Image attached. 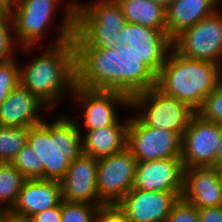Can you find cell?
<instances>
[{
  "mask_svg": "<svg viewBox=\"0 0 222 222\" xmlns=\"http://www.w3.org/2000/svg\"><path fill=\"white\" fill-rule=\"evenodd\" d=\"M96 222H130L116 205L100 207Z\"/></svg>",
  "mask_w": 222,
  "mask_h": 222,
  "instance_id": "31",
  "label": "cell"
},
{
  "mask_svg": "<svg viewBox=\"0 0 222 222\" xmlns=\"http://www.w3.org/2000/svg\"><path fill=\"white\" fill-rule=\"evenodd\" d=\"M76 85L118 91L130 99L156 86V74L128 45L75 47Z\"/></svg>",
  "mask_w": 222,
  "mask_h": 222,
  "instance_id": "2",
  "label": "cell"
},
{
  "mask_svg": "<svg viewBox=\"0 0 222 222\" xmlns=\"http://www.w3.org/2000/svg\"><path fill=\"white\" fill-rule=\"evenodd\" d=\"M184 172L181 158L137 162L132 189L178 192L182 196Z\"/></svg>",
  "mask_w": 222,
  "mask_h": 222,
  "instance_id": "15",
  "label": "cell"
},
{
  "mask_svg": "<svg viewBox=\"0 0 222 222\" xmlns=\"http://www.w3.org/2000/svg\"><path fill=\"white\" fill-rule=\"evenodd\" d=\"M130 108L147 125L183 133L187 129L193 116L197 113L189 105L174 97L165 95L156 87L139 92L131 98Z\"/></svg>",
  "mask_w": 222,
  "mask_h": 222,
  "instance_id": "6",
  "label": "cell"
},
{
  "mask_svg": "<svg viewBox=\"0 0 222 222\" xmlns=\"http://www.w3.org/2000/svg\"><path fill=\"white\" fill-rule=\"evenodd\" d=\"M60 0H19L11 10L15 41L29 53L48 35ZM47 30V31H46ZM33 48V49H32Z\"/></svg>",
  "mask_w": 222,
  "mask_h": 222,
  "instance_id": "8",
  "label": "cell"
},
{
  "mask_svg": "<svg viewBox=\"0 0 222 222\" xmlns=\"http://www.w3.org/2000/svg\"><path fill=\"white\" fill-rule=\"evenodd\" d=\"M1 222H32L31 218L17 215L11 211H5Z\"/></svg>",
  "mask_w": 222,
  "mask_h": 222,
  "instance_id": "34",
  "label": "cell"
},
{
  "mask_svg": "<svg viewBox=\"0 0 222 222\" xmlns=\"http://www.w3.org/2000/svg\"><path fill=\"white\" fill-rule=\"evenodd\" d=\"M62 202L50 209H46L31 217L32 222H61Z\"/></svg>",
  "mask_w": 222,
  "mask_h": 222,
  "instance_id": "32",
  "label": "cell"
},
{
  "mask_svg": "<svg viewBox=\"0 0 222 222\" xmlns=\"http://www.w3.org/2000/svg\"><path fill=\"white\" fill-rule=\"evenodd\" d=\"M72 116L61 114L52 121L31 126L27 144L44 164V179L60 181L82 153L81 124Z\"/></svg>",
  "mask_w": 222,
  "mask_h": 222,
  "instance_id": "4",
  "label": "cell"
},
{
  "mask_svg": "<svg viewBox=\"0 0 222 222\" xmlns=\"http://www.w3.org/2000/svg\"><path fill=\"white\" fill-rule=\"evenodd\" d=\"M154 1H156L158 4H161L162 6L167 8L175 0H154Z\"/></svg>",
  "mask_w": 222,
  "mask_h": 222,
  "instance_id": "38",
  "label": "cell"
},
{
  "mask_svg": "<svg viewBox=\"0 0 222 222\" xmlns=\"http://www.w3.org/2000/svg\"><path fill=\"white\" fill-rule=\"evenodd\" d=\"M16 58L0 63V105L8 94L20 84V63Z\"/></svg>",
  "mask_w": 222,
  "mask_h": 222,
  "instance_id": "28",
  "label": "cell"
},
{
  "mask_svg": "<svg viewBox=\"0 0 222 222\" xmlns=\"http://www.w3.org/2000/svg\"><path fill=\"white\" fill-rule=\"evenodd\" d=\"M172 48L186 58L222 65V9L179 33Z\"/></svg>",
  "mask_w": 222,
  "mask_h": 222,
  "instance_id": "7",
  "label": "cell"
},
{
  "mask_svg": "<svg viewBox=\"0 0 222 222\" xmlns=\"http://www.w3.org/2000/svg\"><path fill=\"white\" fill-rule=\"evenodd\" d=\"M197 114L222 125V82L205 98Z\"/></svg>",
  "mask_w": 222,
  "mask_h": 222,
  "instance_id": "29",
  "label": "cell"
},
{
  "mask_svg": "<svg viewBox=\"0 0 222 222\" xmlns=\"http://www.w3.org/2000/svg\"><path fill=\"white\" fill-rule=\"evenodd\" d=\"M25 180L11 163H0V208H13Z\"/></svg>",
  "mask_w": 222,
  "mask_h": 222,
  "instance_id": "23",
  "label": "cell"
},
{
  "mask_svg": "<svg viewBox=\"0 0 222 222\" xmlns=\"http://www.w3.org/2000/svg\"><path fill=\"white\" fill-rule=\"evenodd\" d=\"M221 0H175L166 8V35L172 40L186 28L214 14Z\"/></svg>",
  "mask_w": 222,
  "mask_h": 222,
  "instance_id": "20",
  "label": "cell"
},
{
  "mask_svg": "<svg viewBox=\"0 0 222 222\" xmlns=\"http://www.w3.org/2000/svg\"><path fill=\"white\" fill-rule=\"evenodd\" d=\"M11 164L28 179H44V164L38 160L35 151L26 144Z\"/></svg>",
  "mask_w": 222,
  "mask_h": 222,
  "instance_id": "25",
  "label": "cell"
},
{
  "mask_svg": "<svg viewBox=\"0 0 222 222\" xmlns=\"http://www.w3.org/2000/svg\"><path fill=\"white\" fill-rule=\"evenodd\" d=\"M97 167L98 159L83 153L70 163L68 171L60 180L62 199L105 206L98 195Z\"/></svg>",
  "mask_w": 222,
  "mask_h": 222,
  "instance_id": "16",
  "label": "cell"
},
{
  "mask_svg": "<svg viewBox=\"0 0 222 222\" xmlns=\"http://www.w3.org/2000/svg\"><path fill=\"white\" fill-rule=\"evenodd\" d=\"M213 168L215 169L218 181L222 186V165L214 166Z\"/></svg>",
  "mask_w": 222,
  "mask_h": 222,
  "instance_id": "37",
  "label": "cell"
},
{
  "mask_svg": "<svg viewBox=\"0 0 222 222\" xmlns=\"http://www.w3.org/2000/svg\"><path fill=\"white\" fill-rule=\"evenodd\" d=\"M63 201L60 181L25 180L11 212L31 218L33 215L59 205Z\"/></svg>",
  "mask_w": 222,
  "mask_h": 222,
  "instance_id": "18",
  "label": "cell"
},
{
  "mask_svg": "<svg viewBox=\"0 0 222 222\" xmlns=\"http://www.w3.org/2000/svg\"><path fill=\"white\" fill-rule=\"evenodd\" d=\"M69 1L65 2V7L62 6L64 17L56 29L58 33L54 41L46 45L42 54L20 65V84L50 111L60 104L58 102L64 94L73 93L76 84L75 46L72 40L76 0Z\"/></svg>",
  "mask_w": 222,
  "mask_h": 222,
  "instance_id": "1",
  "label": "cell"
},
{
  "mask_svg": "<svg viewBox=\"0 0 222 222\" xmlns=\"http://www.w3.org/2000/svg\"><path fill=\"white\" fill-rule=\"evenodd\" d=\"M127 148L137 162L181 158L179 133L147 126L137 115L129 117Z\"/></svg>",
  "mask_w": 222,
  "mask_h": 222,
  "instance_id": "9",
  "label": "cell"
},
{
  "mask_svg": "<svg viewBox=\"0 0 222 222\" xmlns=\"http://www.w3.org/2000/svg\"><path fill=\"white\" fill-rule=\"evenodd\" d=\"M29 128L0 126V163H11L27 144Z\"/></svg>",
  "mask_w": 222,
  "mask_h": 222,
  "instance_id": "24",
  "label": "cell"
},
{
  "mask_svg": "<svg viewBox=\"0 0 222 222\" xmlns=\"http://www.w3.org/2000/svg\"><path fill=\"white\" fill-rule=\"evenodd\" d=\"M200 222H222V207L198 208Z\"/></svg>",
  "mask_w": 222,
  "mask_h": 222,
  "instance_id": "33",
  "label": "cell"
},
{
  "mask_svg": "<svg viewBox=\"0 0 222 222\" xmlns=\"http://www.w3.org/2000/svg\"><path fill=\"white\" fill-rule=\"evenodd\" d=\"M5 210L0 208V222L2 220L3 214H4Z\"/></svg>",
  "mask_w": 222,
  "mask_h": 222,
  "instance_id": "39",
  "label": "cell"
},
{
  "mask_svg": "<svg viewBox=\"0 0 222 222\" xmlns=\"http://www.w3.org/2000/svg\"><path fill=\"white\" fill-rule=\"evenodd\" d=\"M222 139V125L195 114L182 136L184 167H214L215 152Z\"/></svg>",
  "mask_w": 222,
  "mask_h": 222,
  "instance_id": "12",
  "label": "cell"
},
{
  "mask_svg": "<svg viewBox=\"0 0 222 222\" xmlns=\"http://www.w3.org/2000/svg\"><path fill=\"white\" fill-rule=\"evenodd\" d=\"M129 115L115 125L104 128L85 130L82 137L83 154L99 159L118 153L127 147ZM87 132V133H86Z\"/></svg>",
  "mask_w": 222,
  "mask_h": 222,
  "instance_id": "21",
  "label": "cell"
},
{
  "mask_svg": "<svg viewBox=\"0 0 222 222\" xmlns=\"http://www.w3.org/2000/svg\"><path fill=\"white\" fill-rule=\"evenodd\" d=\"M220 207H222V195H221V203H220Z\"/></svg>",
  "mask_w": 222,
  "mask_h": 222,
  "instance_id": "40",
  "label": "cell"
},
{
  "mask_svg": "<svg viewBox=\"0 0 222 222\" xmlns=\"http://www.w3.org/2000/svg\"><path fill=\"white\" fill-rule=\"evenodd\" d=\"M75 5V47L113 49L120 45V31L127 21L117 0H96Z\"/></svg>",
  "mask_w": 222,
  "mask_h": 222,
  "instance_id": "5",
  "label": "cell"
},
{
  "mask_svg": "<svg viewBox=\"0 0 222 222\" xmlns=\"http://www.w3.org/2000/svg\"><path fill=\"white\" fill-rule=\"evenodd\" d=\"M222 82L221 65L186 58L173 48L156 75V88L189 105L196 112Z\"/></svg>",
  "mask_w": 222,
  "mask_h": 222,
  "instance_id": "3",
  "label": "cell"
},
{
  "mask_svg": "<svg viewBox=\"0 0 222 222\" xmlns=\"http://www.w3.org/2000/svg\"><path fill=\"white\" fill-rule=\"evenodd\" d=\"M127 23L154 28L166 34V8L154 0H117Z\"/></svg>",
  "mask_w": 222,
  "mask_h": 222,
  "instance_id": "22",
  "label": "cell"
},
{
  "mask_svg": "<svg viewBox=\"0 0 222 222\" xmlns=\"http://www.w3.org/2000/svg\"><path fill=\"white\" fill-rule=\"evenodd\" d=\"M70 96L83 110V130L115 125L121 118L117 112L119 105L131 109V99L118 91L87 89L75 84Z\"/></svg>",
  "mask_w": 222,
  "mask_h": 222,
  "instance_id": "11",
  "label": "cell"
},
{
  "mask_svg": "<svg viewBox=\"0 0 222 222\" xmlns=\"http://www.w3.org/2000/svg\"><path fill=\"white\" fill-rule=\"evenodd\" d=\"M222 165V139L215 152V166Z\"/></svg>",
  "mask_w": 222,
  "mask_h": 222,
  "instance_id": "36",
  "label": "cell"
},
{
  "mask_svg": "<svg viewBox=\"0 0 222 222\" xmlns=\"http://www.w3.org/2000/svg\"><path fill=\"white\" fill-rule=\"evenodd\" d=\"M120 45H128L157 75L172 48V40L162 31L127 23L120 31Z\"/></svg>",
  "mask_w": 222,
  "mask_h": 222,
  "instance_id": "13",
  "label": "cell"
},
{
  "mask_svg": "<svg viewBox=\"0 0 222 222\" xmlns=\"http://www.w3.org/2000/svg\"><path fill=\"white\" fill-rule=\"evenodd\" d=\"M179 198L178 192L131 189L116 206L130 222H165Z\"/></svg>",
  "mask_w": 222,
  "mask_h": 222,
  "instance_id": "14",
  "label": "cell"
},
{
  "mask_svg": "<svg viewBox=\"0 0 222 222\" xmlns=\"http://www.w3.org/2000/svg\"><path fill=\"white\" fill-rule=\"evenodd\" d=\"M100 207L102 206L63 200L61 222H96Z\"/></svg>",
  "mask_w": 222,
  "mask_h": 222,
  "instance_id": "27",
  "label": "cell"
},
{
  "mask_svg": "<svg viewBox=\"0 0 222 222\" xmlns=\"http://www.w3.org/2000/svg\"><path fill=\"white\" fill-rule=\"evenodd\" d=\"M222 186L213 167L186 168L181 198L197 208L220 206Z\"/></svg>",
  "mask_w": 222,
  "mask_h": 222,
  "instance_id": "19",
  "label": "cell"
},
{
  "mask_svg": "<svg viewBox=\"0 0 222 222\" xmlns=\"http://www.w3.org/2000/svg\"><path fill=\"white\" fill-rule=\"evenodd\" d=\"M19 0H0V9L12 10Z\"/></svg>",
  "mask_w": 222,
  "mask_h": 222,
  "instance_id": "35",
  "label": "cell"
},
{
  "mask_svg": "<svg viewBox=\"0 0 222 222\" xmlns=\"http://www.w3.org/2000/svg\"><path fill=\"white\" fill-rule=\"evenodd\" d=\"M44 108L49 110L36 96L18 84L0 105V126L30 128L40 124L46 119L44 113L41 116Z\"/></svg>",
  "mask_w": 222,
  "mask_h": 222,
  "instance_id": "17",
  "label": "cell"
},
{
  "mask_svg": "<svg viewBox=\"0 0 222 222\" xmlns=\"http://www.w3.org/2000/svg\"><path fill=\"white\" fill-rule=\"evenodd\" d=\"M15 46L18 47L14 37L11 11L0 9V63L17 57Z\"/></svg>",
  "mask_w": 222,
  "mask_h": 222,
  "instance_id": "26",
  "label": "cell"
},
{
  "mask_svg": "<svg viewBox=\"0 0 222 222\" xmlns=\"http://www.w3.org/2000/svg\"><path fill=\"white\" fill-rule=\"evenodd\" d=\"M165 222H200L198 208L179 198Z\"/></svg>",
  "mask_w": 222,
  "mask_h": 222,
  "instance_id": "30",
  "label": "cell"
},
{
  "mask_svg": "<svg viewBox=\"0 0 222 222\" xmlns=\"http://www.w3.org/2000/svg\"><path fill=\"white\" fill-rule=\"evenodd\" d=\"M137 160L126 147L98 159L97 190L105 205H116L133 187Z\"/></svg>",
  "mask_w": 222,
  "mask_h": 222,
  "instance_id": "10",
  "label": "cell"
}]
</instances>
